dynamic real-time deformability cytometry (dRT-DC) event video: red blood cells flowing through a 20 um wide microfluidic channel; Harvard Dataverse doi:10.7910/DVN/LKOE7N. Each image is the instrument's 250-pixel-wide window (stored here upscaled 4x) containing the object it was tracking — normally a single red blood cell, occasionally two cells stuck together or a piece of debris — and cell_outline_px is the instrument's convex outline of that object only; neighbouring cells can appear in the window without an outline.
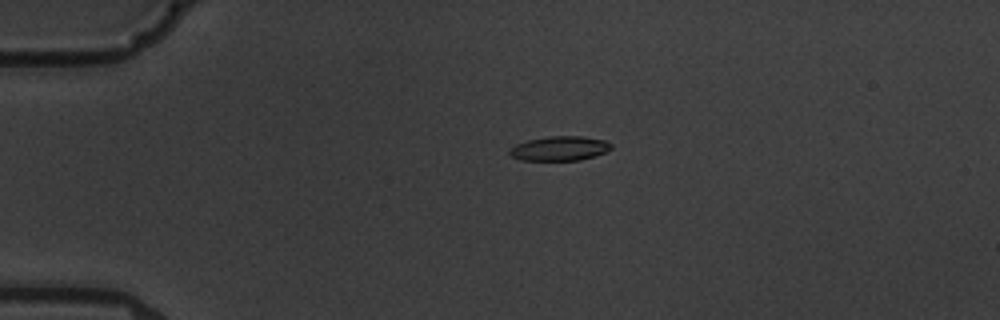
{"species": "common noctule bat (a hibernating species)", "species_latin": "Nyctalus noctula", "temperature_condition": "warm", "stored_images_in_passage": 12, "camera_frame_rate_fps": 3000, "um_per_image_px": 0.085, "animal": {"sex": "male", "body_mass_g": 19.5, "forearm_length_mm": 54.6}, "frame": {"image": 1, "passage_image": 1, "time_ms": 0.0, "image_size_px": [1000, 320], "cell_outline_px": [[612, 148], [596, 156], [580, 160], [520, 160], [512, 156], [508, 152], [516, 144], [528, 140], [548, 136], [580, 136], [604, 140], [612, 144]], "centroid_in_image_um": [47.58, 12.62], "position_along_channel_um": 37.4, "area_um2": 14.39}}
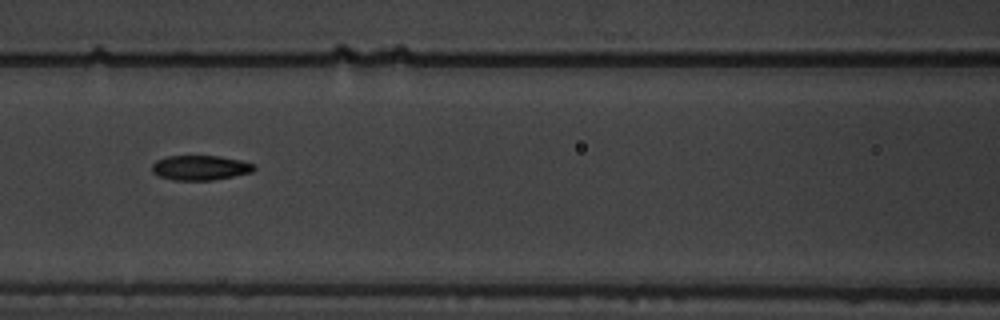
{"frame": {"image": 2, "passage_image": 4, "time_ms": 4.333, "image_size_px": [1000, 320], "cell_outline_px": [[256, 168], [252, 172], [212, 180], [172, 180], [160, 176], [152, 172], [152, 164], [156, 160], [168, 156], [220, 156], [240, 160], [256, 164]], "centroid_in_image_um": [17.03, 14.25], "position_along_channel_um": 149.6, "area_um2": 14.74}}
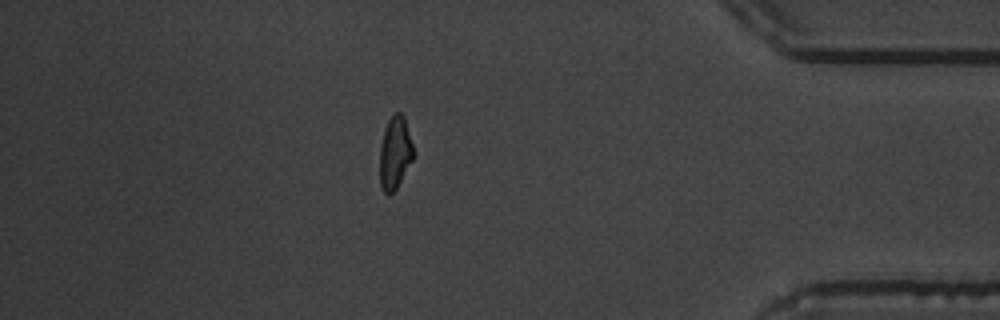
{"frame": {"image": 3, "passage_image": 11, "time_ms": 12.333, "image_size_px": [1000, 320], "cell_outline_px": [[412, 160], [396, 188], [388, 196], [384, 192], [380, 184], [380, 144], [384, 128], [392, 112], [400, 112], [404, 116], [412, 144]], "centroid_in_image_um": [33.54, 12.95], "position_along_channel_um": 401.7, "area_um2": 14.1}, "authors_computed_cell_mechanics": {"area_um2": 14.5367, "velocity_mm_per_s": 3.5717, "shape_relaxation_time_tau1_ms": 4.9146, "shape_relaxation_time_tau2_ms": 2.0178, "deformation_change_tau1": 0.1599, "deformation_change_tau2": 0.0756}}